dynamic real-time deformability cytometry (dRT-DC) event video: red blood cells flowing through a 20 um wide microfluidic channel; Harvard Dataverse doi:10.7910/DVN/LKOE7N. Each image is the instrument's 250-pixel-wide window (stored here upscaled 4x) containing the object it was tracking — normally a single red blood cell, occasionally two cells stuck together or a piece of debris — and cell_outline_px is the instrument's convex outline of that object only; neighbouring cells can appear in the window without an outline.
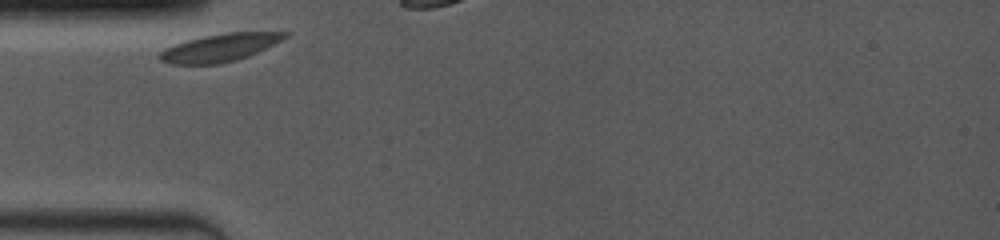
{"species": "common noctule bat (a hibernating species)", "species_latin": "Nyctalus noctula", "temperature_condition": "room temperature", "stored_images_in_passage": 3, "camera_frame_rate_fps": 4000, "um_per_image_px": 0.085, "animal": {"sex": "female", "body_mass_g": 19.0, "forearm_length_mm": 53.3}, "frame": {"image": 1, "passage_image": 1, "time_ms": 0.0, "image_size_px": [1000, 240], "cell_outline_px": [[288, 36], [248, 56], [236, 60], [220, 64], [168, 64], [160, 60], [156, 56], [164, 48], [188, 40], [204, 36], [224, 32], [288, 32]], "centroid_in_image_um": [18.61, 4.06], "position_along_channel_um": 66.4, "area_um2": 20.06}}